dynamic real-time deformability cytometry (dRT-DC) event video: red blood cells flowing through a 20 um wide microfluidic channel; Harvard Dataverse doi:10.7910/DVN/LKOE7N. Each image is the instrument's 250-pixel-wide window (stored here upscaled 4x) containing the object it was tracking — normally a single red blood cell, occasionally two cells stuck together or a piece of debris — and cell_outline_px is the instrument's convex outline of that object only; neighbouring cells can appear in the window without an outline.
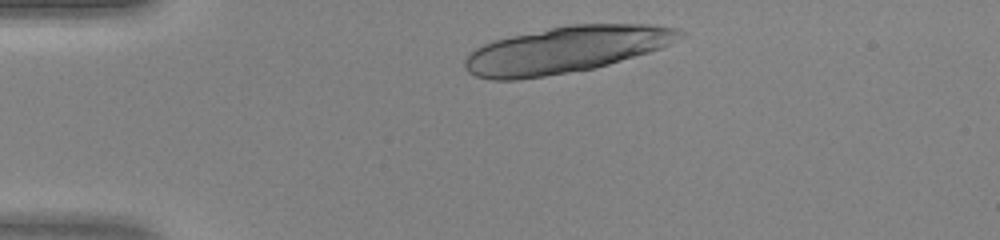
{"species": "human", "species_latin": "Homo sapiens", "temperature_condition": "warm", "stored_images_in_passage": 31, "camera_frame_rate_fps": 3000, "um_per_image_px": 0.085, "donor": {"sex": "female"}, "frame": {"image": 1, "passage_image": 3, "time_ms": 0.667, "image_size_px": [1000, 240], "cell_outline_px": [[688, 32], [684, 36], [660, 48], [648, 52], [596, 68], [544, 76], [516, 80], [492, 80], [476, 76], [468, 72], [464, 64], [464, 60], [468, 52], [492, 40], [572, 24], [652, 24], [676, 28]], "centroid_in_image_um": [48.1, 4.23], "position_along_channel_um": 36.9, "area_um2": 58.03}}
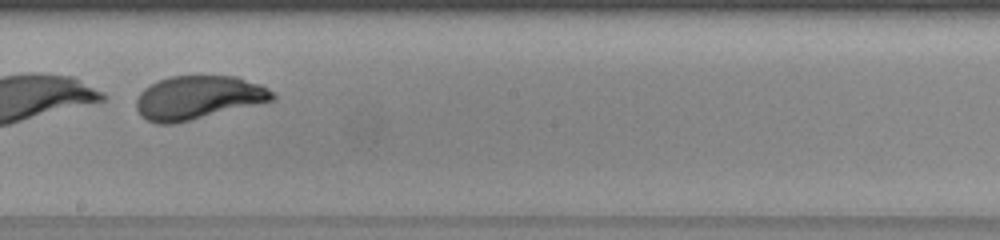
{"frame": {"image": 2, "passage_image": 20, "time_ms": 6.333, "image_size_px": [1000, 240], "cell_outline_px": [[276, 100], [176, 124], [156, 124], [140, 116], [136, 108], [136, 96], [144, 88], [160, 80], [172, 76], [236, 76], [260, 84], [276, 92]], "centroid_in_image_um": [16.86, 8.31], "position_along_channel_um": 231.3, "area_um2": 34.97}}
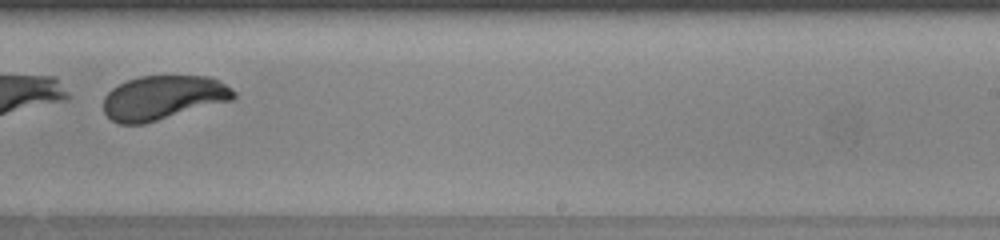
{"frame": {"image": 3, "passage_image": 23, "time_ms": 7.333, "image_size_px": [1000, 240], "cell_outline_px": [[236, 96], [232, 100], [144, 124], [120, 124], [112, 120], [104, 112], [104, 96], [112, 88], [128, 80], [140, 76], [212, 76], [232, 88], [236, 92]], "centroid_in_image_um": [13.88, 8.29], "position_along_channel_um": 275.1, "area_um2": 33.52}}